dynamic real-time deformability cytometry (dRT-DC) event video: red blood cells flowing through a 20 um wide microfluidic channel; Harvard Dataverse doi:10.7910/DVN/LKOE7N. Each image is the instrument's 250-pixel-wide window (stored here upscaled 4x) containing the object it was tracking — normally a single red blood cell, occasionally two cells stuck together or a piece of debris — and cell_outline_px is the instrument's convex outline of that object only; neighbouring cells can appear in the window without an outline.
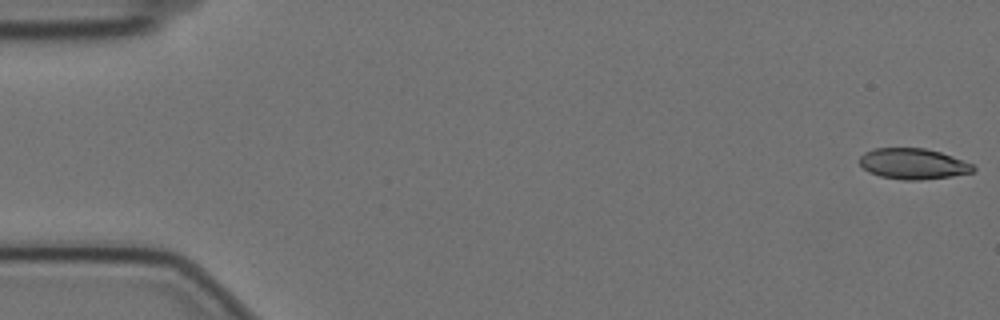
{"species": "Egyptian fruit bat (a non-hibernating species)", "species_latin": "Rousettus aegyptiacus", "temperature_condition": "cold", "stored_images_in_passage": 57, "camera_frame_rate_fps": 3000, "um_per_image_px": 0.085, "animal": {"sex": "female"}, "frame": {"image": 1, "passage_image": 1, "time_ms": 0.0, "image_size_px": [1000, 320], "cell_outline_px": [[976, 168], [972, 172], [952, 176], [920, 180], [904, 180], [880, 176], [868, 172], [860, 164], [860, 156], [864, 152], [872, 148], [924, 148], [940, 152], [952, 156], [972, 164]], "centroid_in_image_um": [77.59, 13.92], "position_along_channel_um": 7.4, "area_um2": 20.35}}
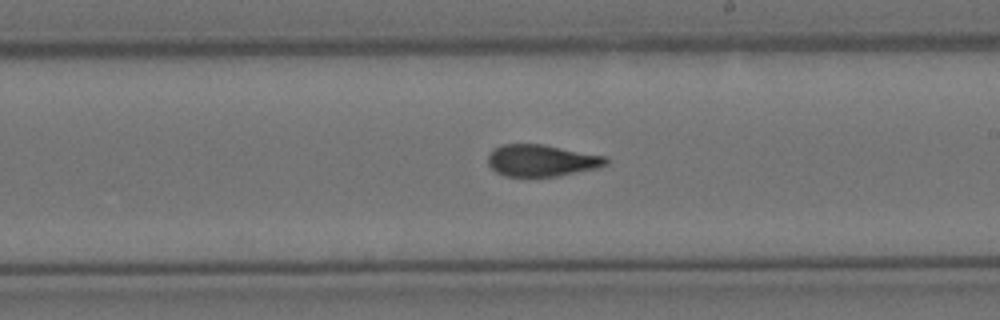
{"frame": {"image": 2, "passage_image": 33, "time_ms": 10.667, "image_size_px": [1000, 320], "cell_outline_px": [[608, 164], [596, 168], [556, 176], [504, 176], [496, 172], [488, 164], [488, 152], [492, 148], [500, 144], [544, 144], [608, 156]], "centroid_in_image_um": [46.02, 13.62], "position_along_channel_um": 243.0, "area_um2": 22.08}}
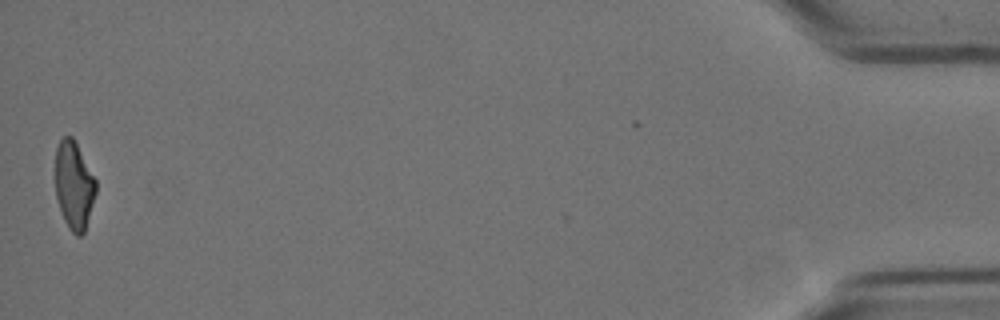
{"frame": {"image": 3, "passage_image": 57, "time_ms": 18.667, "image_size_px": [1000, 320], "cell_outline_px": [[96, 192], [84, 232], [80, 236], [76, 236], [68, 228], [64, 220], [56, 196], [56, 148], [60, 140], [64, 136], [72, 136], [96, 180]], "centroid_in_image_um": [6.29, 15.76], "position_along_channel_um": 428.9, "area_um2": 20.46}, "authors_computed_cell_mechanics": {"area_um2": 22.1952, "velocity_mm_per_s": 3.5094, "shape_relaxation_time_tau1_ms": 6.3617, "shape_relaxation_time_tau2_ms": 2.0077, "deformation_change_tau1": 0.1843, "deformation_change_tau2": 0.0899}}